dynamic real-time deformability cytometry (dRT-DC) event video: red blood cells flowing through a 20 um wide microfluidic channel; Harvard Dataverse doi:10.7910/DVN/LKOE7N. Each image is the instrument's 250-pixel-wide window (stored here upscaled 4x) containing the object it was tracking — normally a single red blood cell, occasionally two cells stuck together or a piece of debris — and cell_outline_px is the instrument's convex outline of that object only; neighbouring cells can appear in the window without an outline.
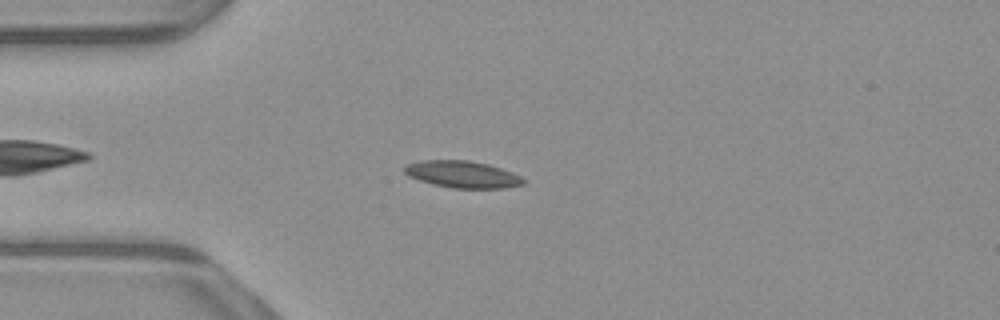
{"species": "common noctule bat (a hibernating species)", "species_latin": "Nyctalus noctula", "temperature_condition": "warm", "stored_images_in_passage": 44, "camera_frame_rate_fps": 3000, "um_per_image_px": 0.085, "animal": {"sex": "male", "body_mass_g": 23.1, "forearm_length_mm": 52.7}, "frame": {"image": 1, "passage_image": 5, "time_ms": 1.333, "image_size_px": [1000, 320], "cell_outline_px": [[524, 184], [504, 188], [452, 188], [432, 184], [408, 176], [404, 172], [404, 168], [408, 164], [424, 160], [468, 160], [488, 164], [512, 172], [520, 176], [524, 180]], "centroid_in_image_um": [39.31, 14.82], "position_along_channel_um": 45.7, "area_um2": 18.5}}
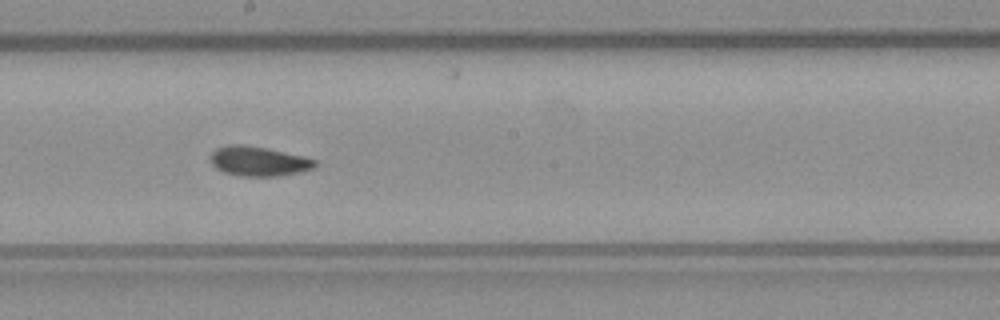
{"frame": {"image": 2, "passage_image": 20, "time_ms": 6.333, "image_size_px": [1000, 320], "cell_outline_px": [[316, 164], [312, 168], [280, 176], [240, 176], [224, 172], [216, 168], [212, 164], [212, 152], [216, 148], [228, 144], [244, 144], [304, 156], [316, 160]], "centroid_in_image_um": [21.95, 13.7], "position_along_channel_um": 226.3, "area_um2": 17.8}}
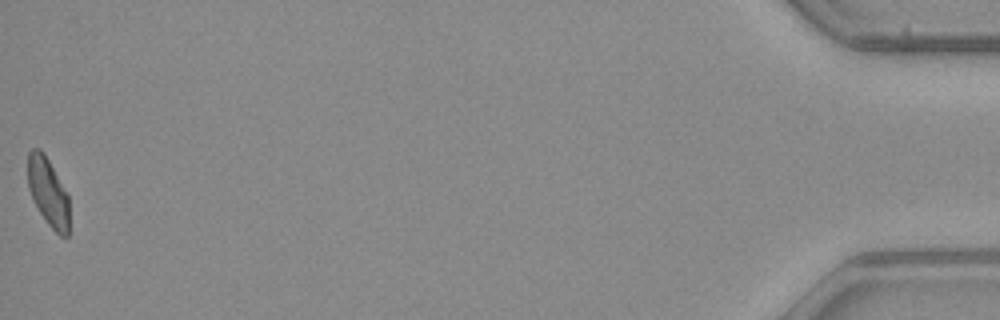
{"frame": {"image": 3, "passage_image": 44, "time_ms": 14.333, "image_size_px": [1000, 320], "cell_outline_px": [[68, 236], [60, 236], [48, 224], [40, 212], [28, 188], [28, 152], [32, 148], [40, 148], [44, 152], [68, 196]], "centroid_in_image_um": [4.07, 16.29], "position_along_channel_um": 431.1, "area_um2": 16.13}, "authors_computed_cell_mechanics": {"area_um2": 17.6868, "velocity_mm_per_s": 3.9077, "shape_relaxation_time_tau1_ms": 4.8914, "shape_relaxation_time_tau2_ms": 2.372, "deformation_change_tau1": 0.1046, "deformation_change_tau2": 0.0722}}